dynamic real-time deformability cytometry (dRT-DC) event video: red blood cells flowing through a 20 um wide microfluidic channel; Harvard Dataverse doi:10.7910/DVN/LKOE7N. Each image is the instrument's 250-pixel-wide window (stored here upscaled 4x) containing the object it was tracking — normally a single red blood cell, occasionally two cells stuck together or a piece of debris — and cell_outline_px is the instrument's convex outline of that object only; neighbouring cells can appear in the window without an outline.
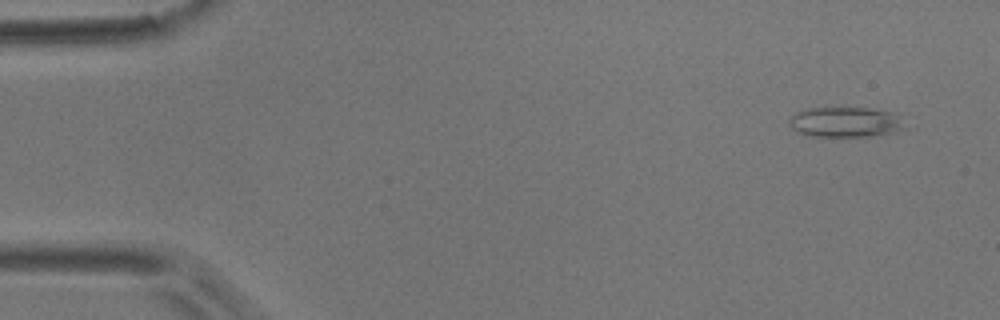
{"species": "common noctule bat (a hibernating species)", "species_latin": "Nyctalus noctula", "temperature_condition": "room temperature", "stored_images_in_passage": 5, "camera_frame_rate_fps": 3000, "um_per_image_px": 0.085, "animal": {"sex": "male", "body_mass_g": 17.9}, "frame": {"image": 1, "passage_image": 1, "time_ms": 0.0, "image_size_px": [1000, 320], "cell_outline_px": [[912, 128], [896, 132], [872, 136], [808, 136], [796, 132], [788, 124], [788, 116], [796, 112], [808, 108], [872, 108], [896, 112]], "centroid_in_image_um": [71.94, 10.38], "position_along_channel_um": 13.1, "area_um2": 21.15}}